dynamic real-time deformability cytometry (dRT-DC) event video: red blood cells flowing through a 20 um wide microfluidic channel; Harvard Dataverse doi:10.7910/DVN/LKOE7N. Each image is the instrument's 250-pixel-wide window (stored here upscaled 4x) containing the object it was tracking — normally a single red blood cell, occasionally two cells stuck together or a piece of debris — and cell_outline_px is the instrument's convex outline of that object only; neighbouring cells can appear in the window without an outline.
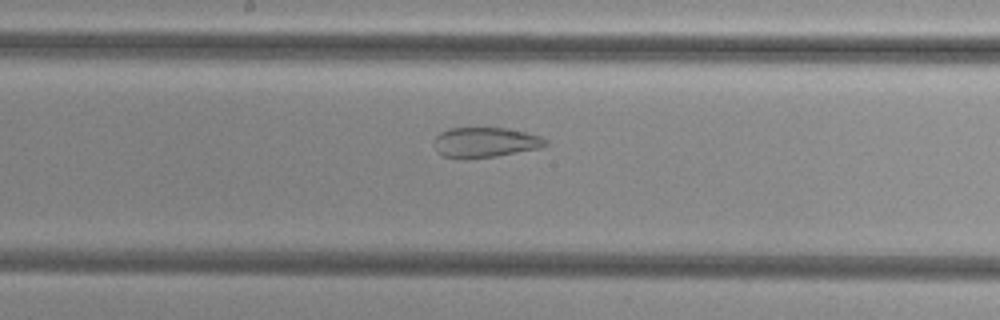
{"species": "common noctule bat (a hibernating species)", "species_latin": "Nyctalus noctula", "temperature_condition": "cold", "stored_images_in_passage": 44, "camera_frame_rate_fps": 3000, "um_per_image_px": 0.085, "animal": {"sex": "female", "body_mass_g": 29.2, "forearm_length_mm": 56.3}, "frame": {"image": 1, "passage_image": 26, "time_ms": 8.333, "image_size_px": [1000, 320], "cell_outline_px": [[548, 144], [540, 148], [496, 156], [464, 160], [444, 156], [436, 152], [436, 136], [440, 132], [448, 128], [504, 128], [524, 132], [540, 136], [548, 140]], "centroid_in_image_um": [41.23, 12.11], "position_along_channel_um": 207.0, "area_um2": 19.59}}
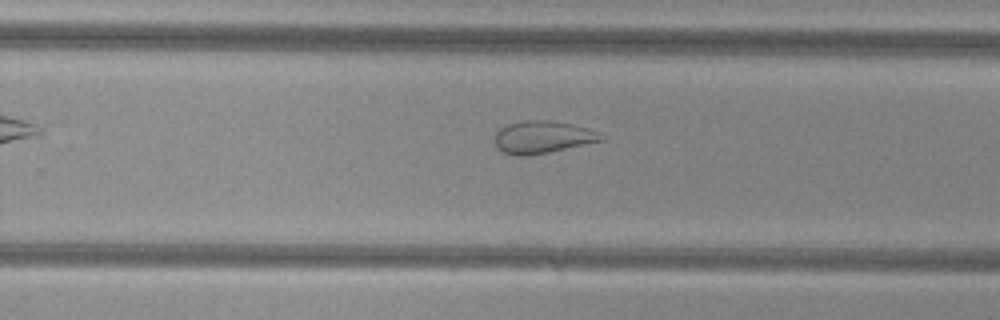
{"frame": {"image": 2, "passage_image": 32, "time_ms": 10.333, "image_size_px": [1000, 320], "cell_outline_px": [[604, 140], [548, 152], [528, 156], [516, 156], [500, 152], [496, 148], [496, 132], [500, 128], [508, 124], [524, 120], [548, 120], [572, 124], [588, 128], [596, 132]], "centroid_in_image_um": [46.05, 11.66], "position_along_channel_um": 283.7, "area_um2": 19.94}, "authors_computed_cell_mechanics": {"area_um2": 27.5995, "velocity_mm_per_s": 3.8394, "shape_relaxation_time_tau1_ms": null, "shape_relaxation_time_tau2_ms": 1.4489, "deformation_change_tau1": null, "deformation_change_tau2": 0.0852}}